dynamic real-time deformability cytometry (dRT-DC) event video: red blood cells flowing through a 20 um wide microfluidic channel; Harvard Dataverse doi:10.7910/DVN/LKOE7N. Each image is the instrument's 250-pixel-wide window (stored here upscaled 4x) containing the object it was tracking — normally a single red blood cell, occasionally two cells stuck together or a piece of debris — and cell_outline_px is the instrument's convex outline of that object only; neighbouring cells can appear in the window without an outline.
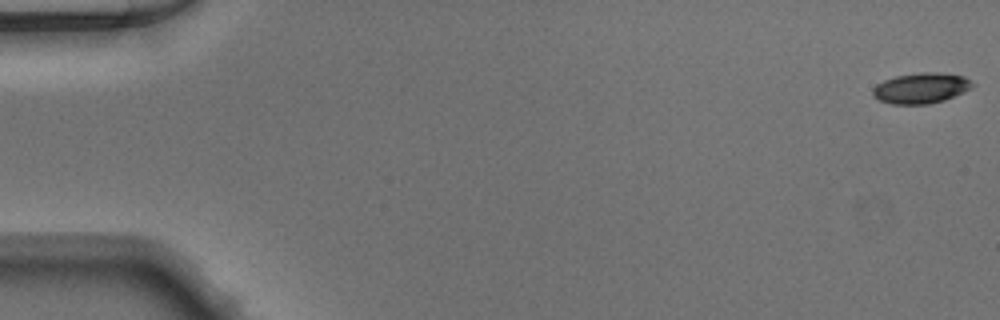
{"species": "Egyptian fruit bat (a non-hibernating species)", "species_latin": "Rousettus aegyptiacus", "temperature_condition": "warm", "stored_images_in_passage": 50, "camera_frame_rate_fps": 3000, "um_per_image_px": 0.085, "animal": {"sex": "male"}, "frame": {"image": 1, "passage_image": 1, "time_ms": 0.0, "image_size_px": [1000, 320], "cell_outline_px": [[976, 84], [972, 88], [964, 92], [944, 100], [928, 104], [892, 104], [880, 100], [872, 96], [872, 88], [876, 84], [884, 80], [896, 76], [920, 72], [944, 72], [964, 76]], "centroid_in_image_um": [78.31, 7.48], "position_along_channel_um": 6.7, "area_um2": 17.98}}
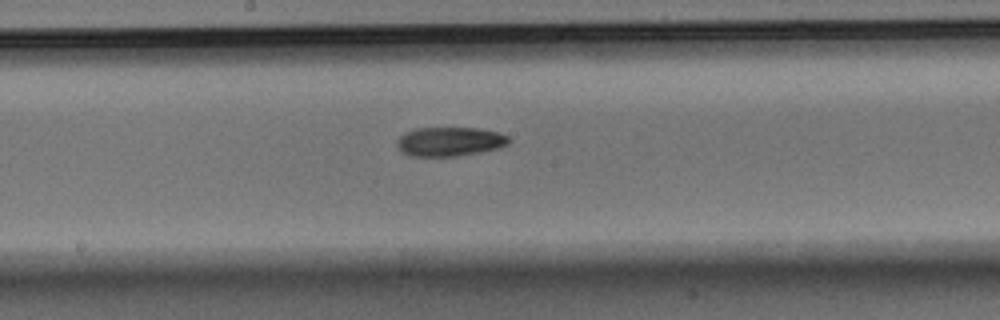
{"frame": {"image": 2, "passage_image": 27, "time_ms": 8.667, "image_size_px": [1000, 320], "cell_outline_px": [[512, 140], [508, 144], [500, 148], [480, 152], [456, 156], [412, 156], [400, 152], [396, 144], [396, 140], [404, 132], [416, 128], [476, 128], [496, 132], [508, 136]], "centroid_in_image_um": [38.2, 12.04], "position_along_channel_um": 210.0, "area_um2": 19.13}}
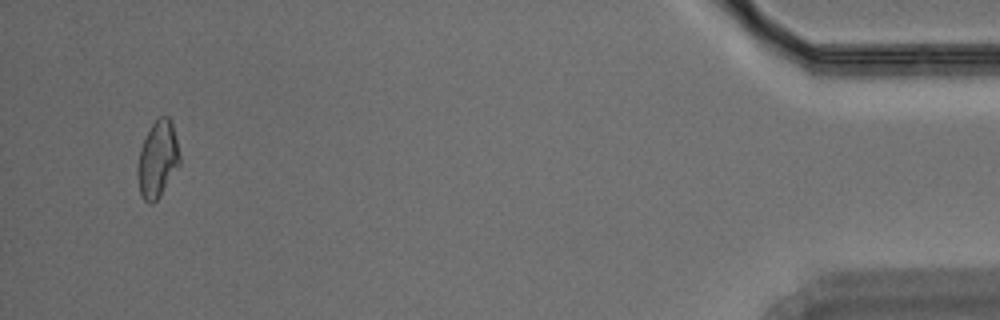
{"frame": {"image": 3, "passage_image": 48, "time_ms": 15.667, "image_size_px": [1000, 320], "cell_outline_px": [[180, 164], [160, 196], [152, 204], [148, 204], [144, 200], [140, 192], [136, 172], [136, 168], [140, 148], [152, 124], [160, 116], [168, 116], [172, 124], [180, 156]], "centroid_in_image_um": [13.38, 13.57], "position_along_channel_um": 421.8, "area_um2": 18.67}}